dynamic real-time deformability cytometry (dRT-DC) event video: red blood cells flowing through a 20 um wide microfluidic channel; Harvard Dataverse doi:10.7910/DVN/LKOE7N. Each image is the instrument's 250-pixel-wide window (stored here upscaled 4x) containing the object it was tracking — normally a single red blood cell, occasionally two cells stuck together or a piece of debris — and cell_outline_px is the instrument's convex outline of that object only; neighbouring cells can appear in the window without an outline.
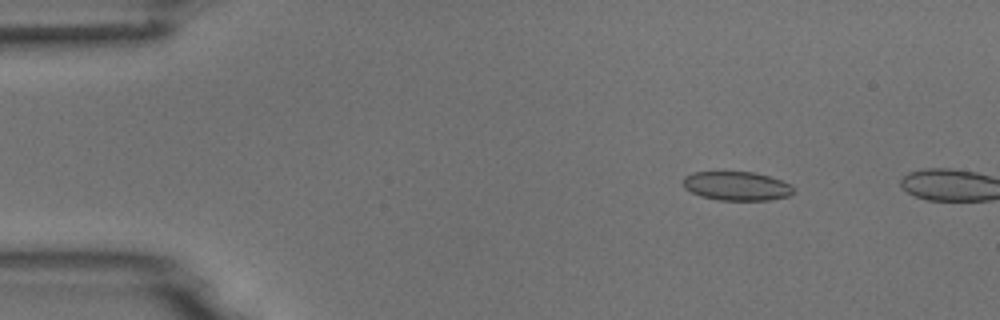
{"species": "common noctule bat (a hibernating species)", "species_latin": "Nyctalus noctula", "temperature_condition": "room temperature", "stored_images_in_passage": 5, "camera_frame_rate_fps": 3000, "um_per_image_px": 0.085, "animal": {"sex": "male", "body_mass_g": 18.8}, "frame": {"image": 1, "passage_image": 3, "time_ms": 2.333, "image_size_px": [1000, 320], "cell_outline_px": [[792, 192], [788, 196], [768, 200], [716, 200], [700, 196], [684, 188], [680, 184], [680, 180], [684, 176], [692, 172], [752, 172], [768, 176], [792, 184]], "centroid_in_image_um": [62.53, 15.81], "position_along_channel_um": 22.5, "area_um2": 18.73}}